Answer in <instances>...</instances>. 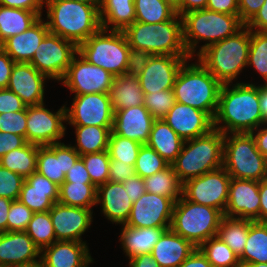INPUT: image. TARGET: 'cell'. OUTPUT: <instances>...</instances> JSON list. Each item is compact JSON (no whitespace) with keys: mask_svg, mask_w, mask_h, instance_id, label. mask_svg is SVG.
<instances>
[{"mask_svg":"<svg viewBox=\"0 0 267 267\" xmlns=\"http://www.w3.org/2000/svg\"><path fill=\"white\" fill-rule=\"evenodd\" d=\"M263 124L265 123L260 110L259 85L250 82L222 85L213 118L214 129L223 134L251 133Z\"/></svg>","mask_w":267,"mask_h":267,"instance_id":"6da1fadb","label":"cell"},{"mask_svg":"<svg viewBox=\"0 0 267 267\" xmlns=\"http://www.w3.org/2000/svg\"><path fill=\"white\" fill-rule=\"evenodd\" d=\"M47 8L49 32L74 42L77 46L100 28V5H89L72 0H44Z\"/></svg>","mask_w":267,"mask_h":267,"instance_id":"7a4b0ae2","label":"cell"},{"mask_svg":"<svg viewBox=\"0 0 267 267\" xmlns=\"http://www.w3.org/2000/svg\"><path fill=\"white\" fill-rule=\"evenodd\" d=\"M181 18L183 42L191 58L200 41L206 42L199 48L196 56L208 46L234 35L244 26L239 15L218 13L208 9L190 11L183 14Z\"/></svg>","mask_w":267,"mask_h":267,"instance_id":"3957f363","label":"cell"},{"mask_svg":"<svg viewBox=\"0 0 267 267\" xmlns=\"http://www.w3.org/2000/svg\"><path fill=\"white\" fill-rule=\"evenodd\" d=\"M251 30L244 25L234 35L214 43L199 55V62L223 85L231 84L247 66Z\"/></svg>","mask_w":267,"mask_h":267,"instance_id":"277c9868","label":"cell"},{"mask_svg":"<svg viewBox=\"0 0 267 267\" xmlns=\"http://www.w3.org/2000/svg\"><path fill=\"white\" fill-rule=\"evenodd\" d=\"M224 134L217 129L184 141L176 160L171 164L179 181L199 177L223 167Z\"/></svg>","mask_w":267,"mask_h":267,"instance_id":"5b68a950","label":"cell"},{"mask_svg":"<svg viewBox=\"0 0 267 267\" xmlns=\"http://www.w3.org/2000/svg\"><path fill=\"white\" fill-rule=\"evenodd\" d=\"M186 61L173 86L176 102L206 112L214 118L222 84L197 60Z\"/></svg>","mask_w":267,"mask_h":267,"instance_id":"8992f818","label":"cell"},{"mask_svg":"<svg viewBox=\"0 0 267 267\" xmlns=\"http://www.w3.org/2000/svg\"><path fill=\"white\" fill-rule=\"evenodd\" d=\"M123 33L128 45L148 51L154 56L190 57L183 42L182 18L176 14L171 20L156 24L136 21Z\"/></svg>","mask_w":267,"mask_h":267,"instance_id":"52a82bcc","label":"cell"},{"mask_svg":"<svg viewBox=\"0 0 267 267\" xmlns=\"http://www.w3.org/2000/svg\"><path fill=\"white\" fill-rule=\"evenodd\" d=\"M223 217L220 210L191 202L182 195L175 202L170 229L199 248L217 236Z\"/></svg>","mask_w":267,"mask_h":267,"instance_id":"ba28073f","label":"cell"},{"mask_svg":"<svg viewBox=\"0 0 267 267\" xmlns=\"http://www.w3.org/2000/svg\"><path fill=\"white\" fill-rule=\"evenodd\" d=\"M266 165L251 133L224 134L223 168L231 178L260 182L266 179Z\"/></svg>","mask_w":267,"mask_h":267,"instance_id":"9c48e42d","label":"cell"},{"mask_svg":"<svg viewBox=\"0 0 267 267\" xmlns=\"http://www.w3.org/2000/svg\"><path fill=\"white\" fill-rule=\"evenodd\" d=\"M129 48L123 31L100 28L78 46V53L113 76H121L126 74Z\"/></svg>","mask_w":267,"mask_h":267,"instance_id":"30bf717a","label":"cell"},{"mask_svg":"<svg viewBox=\"0 0 267 267\" xmlns=\"http://www.w3.org/2000/svg\"><path fill=\"white\" fill-rule=\"evenodd\" d=\"M77 53L78 46L74 42L48 32L30 64L48 79L61 81Z\"/></svg>","mask_w":267,"mask_h":267,"instance_id":"8fae6325","label":"cell"},{"mask_svg":"<svg viewBox=\"0 0 267 267\" xmlns=\"http://www.w3.org/2000/svg\"><path fill=\"white\" fill-rule=\"evenodd\" d=\"M230 180V175L221 167L186 181L182 195L191 202L216 208L224 214Z\"/></svg>","mask_w":267,"mask_h":267,"instance_id":"7c38bea8","label":"cell"},{"mask_svg":"<svg viewBox=\"0 0 267 267\" xmlns=\"http://www.w3.org/2000/svg\"><path fill=\"white\" fill-rule=\"evenodd\" d=\"M44 106V103L27 106L26 141L38 146L60 143L66 131L65 105L57 112Z\"/></svg>","mask_w":267,"mask_h":267,"instance_id":"4fadbf2b","label":"cell"},{"mask_svg":"<svg viewBox=\"0 0 267 267\" xmlns=\"http://www.w3.org/2000/svg\"><path fill=\"white\" fill-rule=\"evenodd\" d=\"M65 110L71 126H113L114 110L108 93L74 95L71 108L65 105Z\"/></svg>","mask_w":267,"mask_h":267,"instance_id":"5bb4252c","label":"cell"},{"mask_svg":"<svg viewBox=\"0 0 267 267\" xmlns=\"http://www.w3.org/2000/svg\"><path fill=\"white\" fill-rule=\"evenodd\" d=\"M114 77L110 72L89 63L77 53L61 82L75 95L108 93Z\"/></svg>","mask_w":267,"mask_h":267,"instance_id":"9a60e30c","label":"cell"},{"mask_svg":"<svg viewBox=\"0 0 267 267\" xmlns=\"http://www.w3.org/2000/svg\"><path fill=\"white\" fill-rule=\"evenodd\" d=\"M175 200L166 196L145 192L133 202L125 226L134 228L170 227Z\"/></svg>","mask_w":267,"mask_h":267,"instance_id":"2e32d148","label":"cell"},{"mask_svg":"<svg viewBox=\"0 0 267 267\" xmlns=\"http://www.w3.org/2000/svg\"><path fill=\"white\" fill-rule=\"evenodd\" d=\"M49 213L57 241L86 243L81 237L93 222L92 209L68 206L56 202Z\"/></svg>","mask_w":267,"mask_h":267,"instance_id":"e0dca14e","label":"cell"},{"mask_svg":"<svg viewBox=\"0 0 267 267\" xmlns=\"http://www.w3.org/2000/svg\"><path fill=\"white\" fill-rule=\"evenodd\" d=\"M187 60L191 57L153 55L138 76L144 94L173 89L178 72Z\"/></svg>","mask_w":267,"mask_h":267,"instance_id":"ac0fdd59","label":"cell"},{"mask_svg":"<svg viewBox=\"0 0 267 267\" xmlns=\"http://www.w3.org/2000/svg\"><path fill=\"white\" fill-rule=\"evenodd\" d=\"M224 216L260 222L259 182L231 178Z\"/></svg>","mask_w":267,"mask_h":267,"instance_id":"d6986e66","label":"cell"},{"mask_svg":"<svg viewBox=\"0 0 267 267\" xmlns=\"http://www.w3.org/2000/svg\"><path fill=\"white\" fill-rule=\"evenodd\" d=\"M81 157L71 144L38 146L36 172L60 186L72 165Z\"/></svg>","mask_w":267,"mask_h":267,"instance_id":"ffe728a7","label":"cell"},{"mask_svg":"<svg viewBox=\"0 0 267 267\" xmlns=\"http://www.w3.org/2000/svg\"><path fill=\"white\" fill-rule=\"evenodd\" d=\"M39 261L41 250L25 231L0 233V266H26Z\"/></svg>","mask_w":267,"mask_h":267,"instance_id":"44dd1931","label":"cell"},{"mask_svg":"<svg viewBox=\"0 0 267 267\" xmlns=\"http://www.w3.org/2000/svg\"><path fill=\"white\" fill-rule=\"evenodd\" d=\"M163 119L184 141L205 135L214 129L213 119L206 112L178 102Z\"/></svg>","mask_w":267,"mask_h":267,"instance_id":"7402d4cb","label":"cell"},{"mask_svg":"<svg viewBox=\"0 0 267 267\" xmlns=\"http://www.w3.org/2000/svg\"><path fill=\"white\" fill-rule=\"evenodd\" d=\"M49 80L30 63H15L7 89L17 94L26 106L44 103L45 81Z\"/></svg>","mask_w":267,"mask_h":267,"instance_id":"603a6c76","label":"cell"},{"mask_svg":"<svg viewBox=\"0 0 267 267\" xmlns=\"http://www.w3.org/2000/svg\"><path fill=\"white\" fill-rule=\"evenodd\" d=\"M155 118L144 105L114 111L112 132L123 138L146 144Z\"/></svg>","mask_w":267,"mask_h":267,"instance_id":"cb8c5ba5","label":"cell"},{"mask_svg":"<svg viewBox=\"0 0 267 267\" xmlns=\"http://www.w3.org/2000/svg\"><path fill=\"white\" fill-rule=\"evenodd\" d=\"M59 187L35 171L25 178L18 200L33 212H46L58 202Z\"/></svg>","mask_w":267,"mask_h":267,"instance_id":"d4e9b609","label":"cell"},{"mask_svg":"<svg viewBox=\"0 0 267 267\" xmlns=\"http://www.w3.org/2000/svg\"><path fill=\"white\" fill-rule=\"evenodd\" d=\"M112 224L125 225L129 219L133 202L129 198L123 183L108 181L97 187L96 205Z\"/></svg>","mask_w":267,"mask_h":267,"instance_id":"484cf974","label":"cell"},{"mask_svg":"<svg viewBox=\"0 0 267 267\" xmlns=\"http://www.w3.org/2000/svg\"><path fill=\"white\" fill-rule=\"evenodd\" d=\"M87 243L55 241L41 251L43 267H89L94 263Z\"/></svg>","mask_w":267,"mask_h":267,"instance_id":"4316f807","label":"cell"},{"mask_svg":"<svg viewBox=\"0 0 267 267\" xmlns=\"http://www.w3.org/2000/svg\"><path fill=\"white\" fill-rule=\"evenodd\" d=\"M48 32L46 20L40 17L29 29L9 37L0 47L15 63H30Z\"/></svg>","mask_w":267,"mask_h":267,"instance_id":"83f0119b","label":"cell"},{"mask_svg":"<svg viewBox=\"0 0 267 267\" xmlns=\"http://www.w3.org/2000/svg\"><path fill=\"white\" fill-rule=\"evenodd\" d=\"M195 249L187 239L167 229L154 245L151 255L160 267H179Z\"/></svg>","mask_w":267,"mask_h":267,"instance_id":"f1b7e54d","label":"cell"},{"mask_svg":"<svg viewBox=\"0 0 267 267\" xmlns=\"http://www.w3.org/2000/svg\"><path fill=\"white\" fill-rule=\"evenodd\" d=\"M170 227L134 228L122 225L120 242L125 256L131 259L140 254H151L161 235Z\"/></svg>","mask_w":267,"mask_h":267,"instance_id":"f546056e","label":"cell"},{"mask_svg":"<svg viewBox=\"0 0 267 267\" xmlns=\"http://www.w3.org/2000/svg\"><path fill=\"white\" fill-rule=\"evenodd\" d=\"M99 17L101 28L124 31L136 22L134 0H101Z\"/></svg>","mask_w":267,"mask_h":267,"instance_id":"4dcf8cb0","label":"cell"},{"mask_svg":"<svg viewBox=\"0 0 267 267\" xmlns=\"http://www.w3.org/2000/svg\"><path fill=\"white\" fill-rule=\"evenodd\" d=\"M184 140L164 121L155 119L146 145L170 165L176 160Z\"/></svg>","mask_w":267,"mask_h":267,"instance_id":"1f68e13d","label":"cell"},{"mask_svg":"<svg viewBox=\"0 0 267 267\" xmlns=\"http://www.w3.org/2000/svg\"><path fill=\"white\" fill-rule=\"evenodd\" d=\"M108 96L114 111L144 104V92L138 77L127 74L114 77Z\"/></svg>","mask_w":267,"mask_h":267,"instance_id":"d6a6232c","label":"cell"},{"mask_svg":"<svg viewBox=\"0 0 267 267\" xmlns=\"http://www.w3.org/2000/svg\"><path fill=\"white\" fill-rule=\"evenodd\" d=\"M39 18L33 11L0 5V45L9 37L29 29Z\"/></svg>","mask_w":267,"mask_h":267,"instance_id":"836d02e7","label":"cell"},{"mask_svg":"<svg viewBox=\"0 0 267 267\" xmlns=\"http://www.w3.org/2000/svg\"><path fill=\"white\" fill-rule=\"evenodd\" d=\"M239 260L241 266L267 263V222L249 221L247 241Z\"/></svg>","mask_w":267,"mask_h":267,"instance_id":"e575fe53","label":"cell"},{"mask_svg":"<svg viewBox=\"0 0 267 267\" xmlns=\"http://www.w3.org/2000/svg\"><path fill=\"white\" fill-rule=\"evenodd\" d=\"M75 127L76 145L73 148L80 154L97 153L108 150L112 127L73 126Z\"/></svg>","mask_w":267,"mask_h":267,"instance_id":"d590c367","label":"cell"},{"mask_svg":"<svg viewBox=\"0 0 267 267\" xmlns=\"http://www.w3.org/2000/svg\"><path fill=\"white\" fill-rule=\"evenodd\" d=\"M37 154L38 145L27 142L0 158V165L26 178L36 171Z\"/></svg>","mask_w":267,"mask_h":267,"instance_id":"8d00e7d4","label":"cell"},{"mask_svg":"<svg viewBox=\"0 0 267 267\" xmlns=\"http://www.w3.org/2000/svg\"><path fill=\"white\" fill-rule=\"evenodd\" d=\"M249 221V219L224 216L217 232V236L239 257L247 241Z\"/></svg>","mask_w":267,"mask_h":267,"instance_id":"74e56055","label":"cell"},{"mask_svg":"<svg viewBox=\"0 0 267 267\" xmlns=\"http://www.w3.org/2000/svg\"><path fill=\"white\" fill-rule=\"evenodd\" d=\"M97 188L92 183L63 182L58 202L68 206L92 209L96 205Z\"/></svg>","mask_w":267,"mask_h":267,"instance_id":"f35d334b","label":"cell"},{"mask_svg":"<svg viewBox=\"0 0 267 267\" xmlns=\"http://www.w3.org/2000/svg\"><path fill=\"white\" fill-rule=\"evenodd\" d=\"M146 192L166 196L177 201L182 196L183 184L179 181L172 165L163 171L144 178Z\"/></svg>","mask_w":267,"mask_h":267,"instance_id":"ab89813d","label":"cell"},{"mask_svg":"<svg viewBox=\"0 0 267 267\" xmlns=\"http://www.w3.org/2000/svg\"><path fill=\"white\" fill-rule=\"evenodd\" d=\"M199 249L213 267H241L239 256L218 236L206 240Z\"/></svg>","mask_w":267,"mask_h":267,"instance_id":"60d3db41","label":"cell"},{"mask_svg":"<svg viewBox=\"0 0 267 267\" xmlns=\"http://www.w3.org/2000/svg\"><path fill=\"white\" fill-rule=\"evenodd\" d=\"M136 21L156 24L171 20L177 13L164 0H134Z\"/></svg>","mask_w":267,"mask_h":267,"instance_id":"b9f144b4","label":"cell"},{"mask_svg":"<svg viewBox=\"0 0 267 267\" xmlns=\"http://www.w3.org/2000/svg\"><path fill=\"white\" fill-rule=\"evenodd\" d=\"M25 232L41 251L57 241L49 211L34 212Z\"/></svg>","mask_w":267,"mask_h":267,"instance_id":"7bdbcfd3","label":"cell"},{"mask_svg":"<svg viewBox=\"0 0 267 267\" xmlns=\"http://www.w3.org/2000/svg\"><path fill=\"white\" fill-rule=\"evenodd\" d=\"M254 70L267 82V32L251 30L247 67Z\"/></svg>","mask_w":267,"mask_h":267,"instance_id":"ee69618b","label":"cell"},{"mask_svg":"<svg viewBox=\"0 0 267 267\" xmlns=\"http://www.w3.org/2000/svg\"><path fill=\"white\" fill-rule=\"evenodd\" d=\"M142 144L128 138H123L111 131L108 144V153L111 160L134 165Z\"/></svg>","mask_w":267,"mask_h":267,"instance_id":"f6af8a7d","label":"cell"},{"mask_svg":"<svg viewBox=\"0 0 267 267\" xmlns=\"http://www.w3.org/2000/svg\"><path fill=\"white\" fill-rule=\"evenodd\" d=\"M80 158L83 160L92 184L96 188L109 181L111 159L108 150L81 155Z\"/></svg>","mask_w":267,"mask_h":267,"instance_id":"bcb514c9","label":"cell"},{"mask_svg":"<svg viewBox=\"0 0 267 267\" xmlns=\"http://www.w3.org/2000/svg\"><path fill=\"white\" fill-rule=\"evenodd\" d=\"M170 164L165 161L154 149L143 144L139 150L135 163V174L147 178L157 172L163 171Z\"/></svg>","mask_w":267,"mask_h":267,"instance_id":"7dc6e473","label":"cell"},{"mask_svg":"<svg viewBox=\"0 0 267 267\" xmlns=\"http://www.w3.org/2000/svg\"><path fill=\"white\" fill-rule=\"evenodd\" d=\"M176 103L173 89L144 94V106L155 119H163Z\"/></svg>","mask_w":267,"mask_h":267,"instance_id":"c3c4849f","label":"cell"},{"mask_svg":"<svg viewBox=\"0 0 267 267\" xmlns=\"http://www.w3.org/2000/svg\"><path fill=\"white\" fill-rule=\"evenodd\" d=\"M25 178L0 165V197L18 200Z\"/></svg>","mask_w":267,"mask_h":267,"instance_id":"681fc988","label":"cell"},{"mask_svg":"<svg viewBox=\"0 0 267 267\" xmlns=\"http://www.w3.org/2000/svg\"><path fill=\"white\" fill-rule=\"evenodd\" d=\"M34 212L19 200H13L8 212L7 231H26Z\"/></svg>","mask_w":267,"mask_h":267,"instance_id":"f907efd6","label":"cell"},{"mask_svg":"<svg viewBox=\"0 0 267 267\" xmlns=\"http://www.w3.org/2000/svg\"><path fill=\"white\" fill-rule=\"evenodd\" d=\"M27 106L18 112L0 114V131L24 136L26 139Z\"/></svg>","mask_w":267,"mask_h":267,"instance_id":"816d5d0a","label":"cell"},{"mask_svg":"<svg viewBox=\"0 0 267 267\" xmlns=\"http://www.w3.org/2000/svg\"><path fill=\"white\" fill-rule=\"evenodd\" d=\"M153 55L148 51L129 48L126 74L138 77Z\"/></svg>","mask_w":267,"mask_h":267,"instance_id":"f5cc1de1","label":"cell"},{"mask_svg":"<svg viewBox=\"0 0 267 267\" xmlns=\"http://www.w3.org/2000/svg\"><path fill=\"white\" fill-rule=\"evenodd\" d=\"M26 108L21 98L9 89H0V114L18 112Z\"/></svg>","mask_w":267,"mask_h":267,"instance_id":"db71d44e","label":"cell"},{"mask_svg":"<svg viewBox=\"0 0 267 267\" xmlns=\"http://www.w3.org/2000/svg\"><path fill=\"white\" fill-rule=\"evenodd\" d=\"M135 175L134 165L121 163L119 160H110L109 181L123 183Z\"/></svg>","mask_w":267,"mask_h":267,"instance_id":"11a10c76","label":"cell"},{"mask_svg":"<svg viewBox=\"0 0 267 267\" xmlns=\"http://www.w3.org/2000/svg\"><path fill=\"white\" fill-rule=\"evenodd\" d=\"M26 143L24 136L0 131V158L12 150L23 147Z\"/></svg>","mask_w":267,"mask_h":267,"instance_id":"9f6ffc18","label":"cell"},{"mask_svg":"<svg viewBox=\"0 0 267 267\" xmlns=\"http://www.w3.org/2000/svg\"><path fill=\"white\" fill-rule=\"evenodd\" d=\"M265 0H238L239 19L246 25L262 7Z\"/></svg>","mask_w":267,"mask_h":267,"instance_id":"6f0895ef","label":"cell"},{"mask_svg":"<svg viewBox=\"0 0 267 267\" xmlns=\"http://www.w3.org/2000/svg\"><path fill=\"white\" fill-rule=\"evenodd\" d=\"M64 182L71 183H92L90 175L85 168L84 162L79 158L65 175Z\"/></svg>","mask_w":267,"mask_h":267,"instance_id":"680465c9","label":"cell"},{"mask_svg":"<svg viewBox=\"0 0 267 267\" xmlns=\"http://www.w3.org/2000/svg\"><path fill=\"white\" fill-rule=\"evenodd\" d=\"M0 5L33 11L42 17L44 0H0Z\"/></svg>","mask_w":267,"mask_h":267,"instance_id":"91938a15","label":"cell"},{"mask_svg":"<svg viewBox=\"0 0 267 267\" xmlns=\"http://www.w3.org/2000/svg\"><path fill=\"white\" fill-rule=\"evenodd\" d=\"M206 9L218 13L239 15L238 0H208Z\"/></svg>","mask_w":267,"mask_h":267,"instance_id":"94428289","label":"cell"},{"mask_svg":"<svg viewBox=\"0 0 267 267\" xmlns=\"http://www.w3.org/2000/svg\"><path fill=\"white\" fill-rule=\"evenodd\" d=\"M123 186L127 188V193L132 202L137 201L146 192L144 179L137 174L123 182Z\"/></svg>","mask_w":267,"mask_h":267,"instance_id":"6125c7cd","label":"cell"},{"mask_svg":"<svg viewBox=\"0 0 267 267\" xmlns=\"http://www.w3.org/2000/svg\"><path fill=\"white\" fill-rule=\"evenodd\" d=\"M15 62L0 47V89L7 88Z\"/></svg>","mask_w":267,"mask_h":267,"instance_id":"be15d7a7","label":"cell"},{"mask_svg":"<svg viewBox=\"0 0 267 267\" xmlns=\"http://www.w3.org/2000/svg\"><path fill=\"white\" fill-rule=\"evenodd\" d=\"M250 30L267 32V0L258 10L256 15L246 24Z\"/></svg>","mask_w":267,"mask_h":267,"instance_id":"e7e4bbea","label":"cell"},{"mask_svg":"<svg viewBox=\"0 0 267 267\" xmlns=\"http://www.w3.org/2000/svg\"><path fill=\"white\" fill-rule=\"evenodd\" d=\"M179 267H213L199 248H196Z\"/></svg>","mask_w":267,"mask_h":267,"instance_id":"03108f58","label":"cell"},{"mask_svg":"<svg viewBox=\"0 0 267 267\" xmlns=\"http://www.w3.org/2000/svg\"><path fill=\"white\" fill-rule=\"evenodd\" d=\"M262 126L264 127L262 128ZM262 126H259L257 129L253 130L251 134L255 139L257 149L267 159V124L265 123Z\"/></svg>","mask_w":267,"mask_h":267,"instance_id":"003e7915","label":"cell"},{"mask_svg":"<svg viewBox=\"0 0 267 267\" xmlns=\"http://www.w3.org/2000/svg\"><path fill=\"white\" fill-rule=\"evenodd\" d=\"M129 267H160L151 254H140L129 259Z\"/></svg>","mask_w":267,"mask_h":267,"instance_id":"a7ac6f4b","label":"cell"},{"mask_svg":"<svg viewBox=\"0 0 267 267\" xmlns=\"http://www.w3.org/2000/svg\"><path fill=\"white\" fill-rule=\"evenodd\" d=\"M208 0H182L181 8L176 12L179 16L194 11L206 9Z\"/></svg>","mask_w":267,"mask_h":267,"instance_id":"89a4df30","label":"cell"},{"mask_svg":"<svg viewBox=\"0 0 267 267\" xmlns=\"http://www.w3.org/2000/svg\"><path fill=\"white\" fill-rule=\"evenodd\" d=\"M260 222H267V180L259 182Z\"/></svg>","mask_w":267,"mask_h":267,"instance_id":"2644e50d","label":"cell"},{"mask_svg":"<svg viewBox=\"0 0 267 267\" xmlns=\"http://www.w3.org/2000/svg\"><path fill=\"white\" fill-rule=\"evenodd\" d=\"M12 204V200L0 197V232L7 231V216Z\"/></svg>","mask_w":267,"mask_h":267,"instance_id":"8c879c8a","label":"cell"},{"mask_svg":"<svg viewBox=\"0 0 267 267\" xmlns=\"http://www.w3.org/2000/svg\"><path fill=\"white\" fill-rule=\"evenodd\" d=\"M259 103L263 121L267 124V82L259 86Z\"/></svg>","mask_w":267,"mask_h":267,"instance_id":"753ad0ef","label":"cell"},{"mask_svg":"<svg viewBox=\"0 0 267 267\" xmlns=\"http://www.w3.org/2000/svg\"><path fill=\"white\" fill-rule=\"evenodd\" d=\"M176 12L181 8L182 0H164Z\"/></svg>","mask_w":267,"mask_h":267,"instance_id":"34e18365","label":"cell"},{"mask_svg":"<svg viewBox=\"0 0 267 267\" xmlns=\"http://www.w3.org/2000/svg\"><path fill=\"white\" fill-rule=\"evenodd\" d=\"M79 3L89 4V5H100L101 0H72Z\"/></svg>","mask_w":267,"mask_h":267,"instance_id":"11e5206c","label":"cell"},{"mask_svg":"<svg viewBox=\"0 0 267 267\" xmlns=\"http://www.w3.org/2000/svg\"><path fill=\"white\" fill-rule=\"evenodd\" d=\"M241 267H267V263L247 264Z\"/></svg>","mask_w":267,"mask_h":267,"instance_id":"2a66077c","label":"cell"},{"mask_svg":"<svg viewBox=\"0 0 267 267\" xmlns=\"http://www.w3.org/2000/svg\"><path fill=\"white\" fill-rule=\"evenodd\" d=\"M17 267H43V264L41 261L35 263V264H31V265H26V266H17Z\"/></svg>","mask_w":267,"mask_h":267,"instance_id":"b9fcfbb0","label":"cell"}]
</instances>
